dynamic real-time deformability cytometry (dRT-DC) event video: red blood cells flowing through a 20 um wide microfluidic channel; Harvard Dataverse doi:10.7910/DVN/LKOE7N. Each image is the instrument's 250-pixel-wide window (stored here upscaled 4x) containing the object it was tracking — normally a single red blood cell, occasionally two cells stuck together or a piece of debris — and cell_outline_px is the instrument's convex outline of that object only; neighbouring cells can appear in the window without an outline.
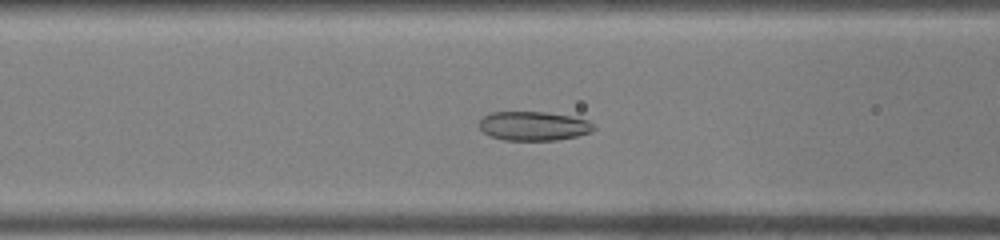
{"species": "common noctule bat (a hibernating species)", "species_latin": "Nyctalus noctula", "temperature_condition": "warm", "stored_images_in_passage": 39, "camera_frame_rate_fps": 3000, "um_per_image_px": 0.085, "animal": {"sex": "male", "body_mass_g": 19.0, "forearm_length_mm": 50.8}, "frame": {"image": 1, "passage_image": 13, "time_ms": 4.0, "image_size_px": [1000, 240], "cell_outline_px": [[596, 128], [592, 132], [576, 136], [556, 140], [504, 140], [492, 136], [484, 132], [480, 128], [480, 120], [484, 116], [492, 112], [544, 112], [568, 116], [588, 120]], "centroid_in_image_um": [45.37, 10.71], "position_along_channel_um": 121.2, "area_um2": 19.19}}
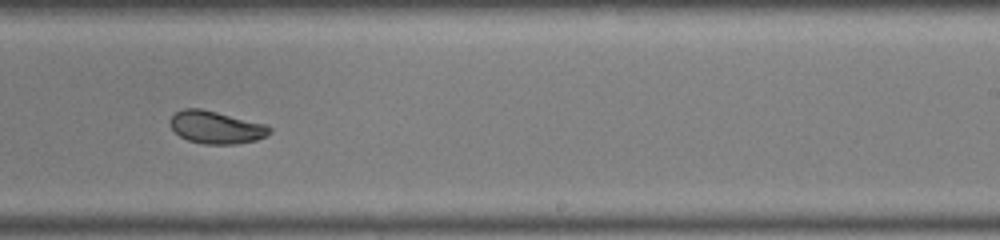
{"frame": {"image": 2, "passage_image": 23, "time_ms": 7.333, "image_size_px": [1000, 240], "cell_outline_px": [[272, 132], [256, 140], [236, 144], [204, 144], [188, 140], [180, 136], [172, 128], [168, 120], [176, 112], [184, 108], [200, 108], [268, 124], [272, 128]], "centroid_in_image_um": [18.39, 10.82], "position_along_channel_um": 270.6, "area_um2": 18.96}}
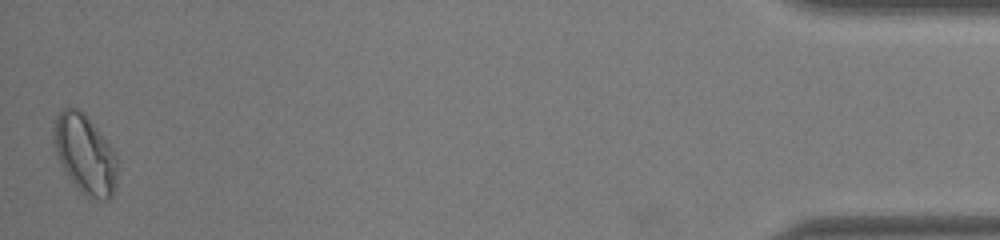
{"frame": {"image": 3, "passage_image": 39, "time_ms": 12.667, "image_size_px": [1000, 240], "cell_outline_px": [[116, 184], [112, 196], [108, 200], [92, 200], [84, 196], [80, 192], [68, 176], [56, 152], [52, 132], [56, 116], [64, 108], [80, 108], [84, 112], [112, 148], [116, 156]], "centroid_in_image_um": [7.22, 13.13], "position_along_channel_um": 428.0, "area_um2": 29.25}}